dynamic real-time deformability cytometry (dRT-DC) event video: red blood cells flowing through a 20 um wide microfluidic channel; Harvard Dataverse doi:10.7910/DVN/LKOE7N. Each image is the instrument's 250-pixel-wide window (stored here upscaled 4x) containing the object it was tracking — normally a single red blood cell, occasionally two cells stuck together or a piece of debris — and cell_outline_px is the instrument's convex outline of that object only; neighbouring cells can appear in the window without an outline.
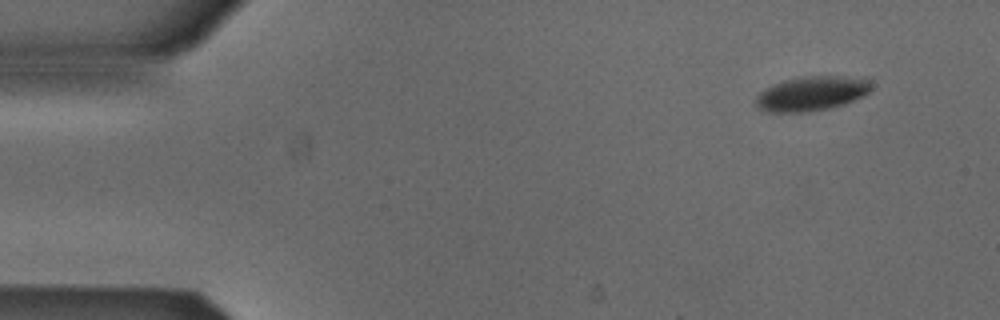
{"species": "Egyptian fruit bat (a non-hibernating species)", "species_latin": "Rousettus aegyptiacus", "temperature_condition": "cold", "stored_images_in_passage": 4, "camera_frame_rate_fps": 3000, "um_per_image_px": 0.085, "animal": {"sex": "male"}, "frame": {"image": 1, "passage_image": 1, "time_ms": 0.0, "image_size_px": [1000, 320], "cell_outline_px": [[868, 92], [844, 104], [828, 108], [808, 112], [772, 112], [760, 108], [756, 104], [756, 96], [764, 88], [772, 84], [784, 80], [804, 76], [840, 76], [868, 80]], "centroid_in_image_um": [68.89, 7.95], "position_along_channel_um": 16.1, "area_um2": 22.66}}
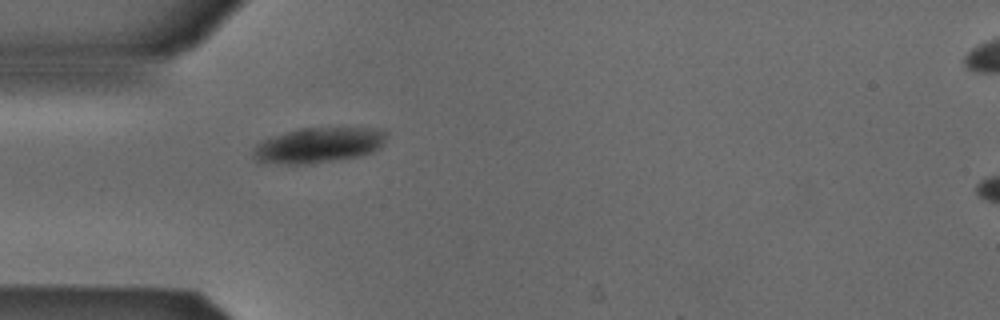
{"frame": {"image": 2, "passage_image": 4, "time_ms": 1.0, "image_size_px": [1000, 320], "cell_outline_px": [[388, 136], [372, 152], [356, 156], [312, 164], [260, 164], [252, 156], [252, 152], [256, 144], [272, 136], [284, 132], [300, 128], [384, 128], [388, 132]], "centroid_in_image_um": [27.01, 12.34], "position_along_channel_um": 58.0, "area_um2": 27.63}}